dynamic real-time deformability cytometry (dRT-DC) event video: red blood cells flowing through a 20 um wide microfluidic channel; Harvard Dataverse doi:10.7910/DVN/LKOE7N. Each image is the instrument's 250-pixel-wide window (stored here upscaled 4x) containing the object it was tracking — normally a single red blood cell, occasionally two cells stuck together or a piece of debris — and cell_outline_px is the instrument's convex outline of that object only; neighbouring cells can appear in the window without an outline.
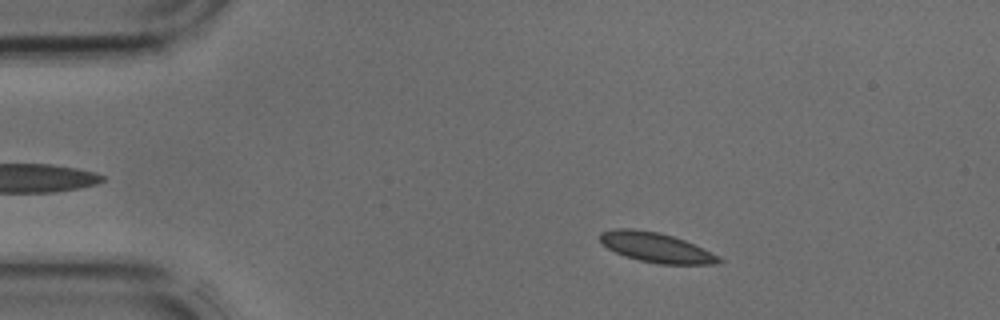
{"species": "common noctule bat (a hibernating species)", "species_latin": "Nyctalus noctula", "temperature_condition": "cold", "stored_images_in_passage": 37, "camera_frame_rate_fps": 3000, "um_per_image_px": 0.085, "animal": {"sex": "male", "body_mass_g": 17.9, "forearm_length_mm": 54.2}, "frame": {"image": 1, "passage_image": 2, "time_ms": 0.333, "image_size_px": [1000, 320], "cell_outline_px": [[724, 260], [716, 264], [660, 264], [640, 260], [624, 256], [608, 248], [600, 240], [600, 232], [616, 228], [632, 228], [660, 232], [684, 240], [720, 256]], "centroid_in_image_um": [55.77, 21.03], "position_along_channel_um": 29.2, "area_um2": 20.52}}
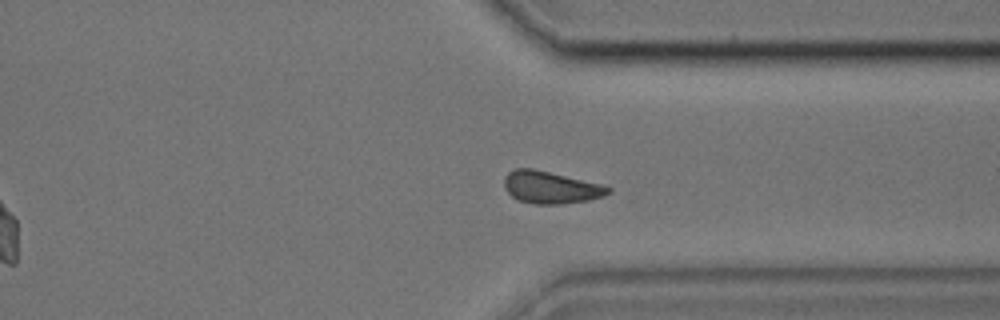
{"frame": {"image": 2, "passage_image": 27, "time_ms": 8.667, "image_size_px": [1000, 320], "cell_outline_px": [[612, 192], [604, 196], [588, 200], [560, 204], [532, 204], [516, 200], [504, 188], [504, 176], [508, 172], [516, 168], [532, 168], [600, 184], [612, 188]], "centroid_in_image_um": [46.78, 15.94], "position_along_channel_um": 364.6, "area_um2": 19.54}}
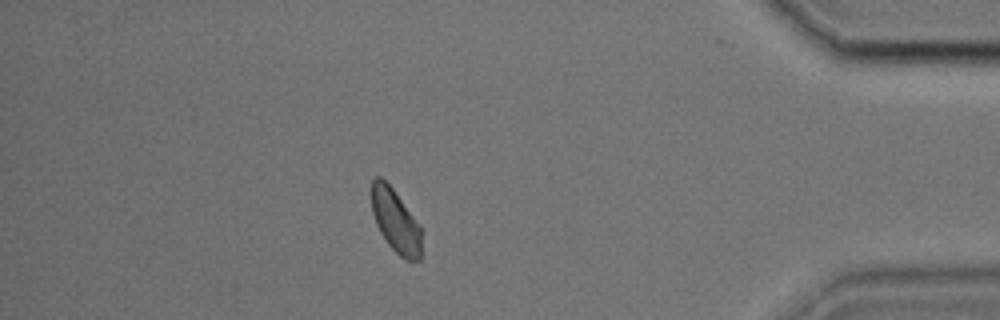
{"frame": {"image": 3, "passage_image": 32, "time_ms": 10.333, "image_size_px": [1000, 320], "cell_outline_px": [[420, 260], [404, 260], [388, 244], [380, 232], [376, 224], [372, 212], [368, 192], [372, 180], [376, 176], [380, 176], [392, 188], [420, 224]], "centroid_in_image_um": [33.56, 18.72], "position_along_channel_um": 401.6, "area_um2": 18.61}}